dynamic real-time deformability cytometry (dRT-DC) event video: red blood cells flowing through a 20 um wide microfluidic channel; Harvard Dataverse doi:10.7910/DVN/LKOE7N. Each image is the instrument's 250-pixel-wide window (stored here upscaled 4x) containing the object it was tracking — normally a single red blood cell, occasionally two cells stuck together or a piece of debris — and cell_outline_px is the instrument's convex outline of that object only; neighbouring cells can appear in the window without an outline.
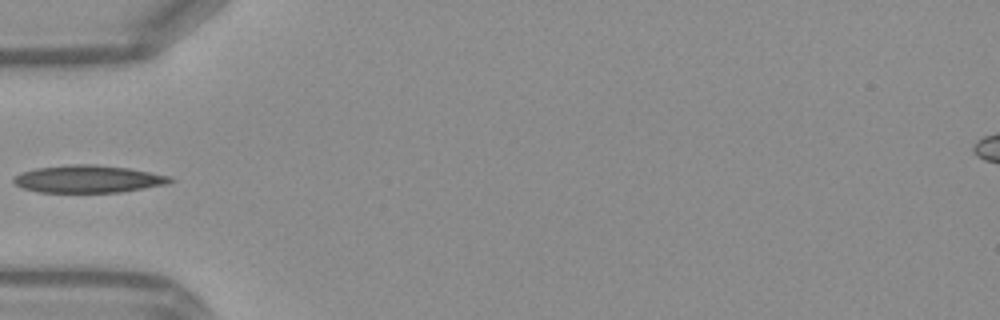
{"species": "Egyptian fruit bat (a non-hibernating species)", "species_latin": "Rousettus aegyptiacus", "temperature_condition": "warm", "stored_images_in_passage": 4, "camera_frame_rate_fps": 3000, "um_per_image_px": 0.085, "frame": {"image": 1, "passage_image": 1, "time_ms": 0.0, "image_size_px": [1000, 320], "cell_outline_px": [[176, 180], [168, 184], [120, 192], [40, 192], [24, 188], [16, 184], [12, 180], [20, 172], [36, 168], [72, 164], [96, 164], [128, 168], [172, 176]], "centroid_in_image_um": [7.54, 15.21], "position_along_channel_um": 77.5, "area_um2": 25.03}}